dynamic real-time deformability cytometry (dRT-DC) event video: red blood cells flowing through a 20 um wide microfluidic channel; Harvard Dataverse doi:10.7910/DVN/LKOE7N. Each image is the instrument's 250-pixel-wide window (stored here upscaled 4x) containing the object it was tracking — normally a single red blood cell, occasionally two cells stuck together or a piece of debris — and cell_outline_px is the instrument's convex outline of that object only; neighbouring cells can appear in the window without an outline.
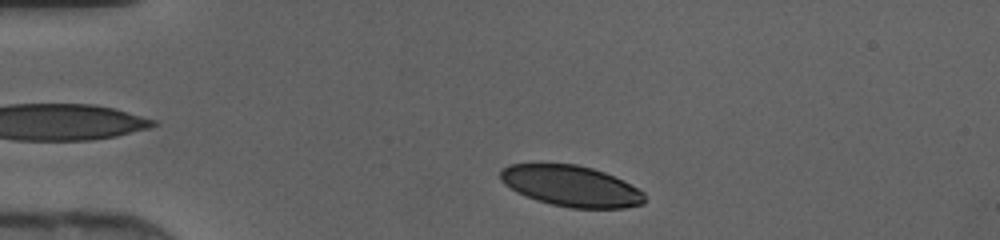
{"species": "human", "species_latin": "Homo sapiens", "temperature_condition": "cold", "stored_images_in_passage": 38, "camera_frame_rate_fps": 3000, "um_per_image_px": 0.085, "donor": {"sex": "female"}, "frame": {"image": 1, "passage_image": 2, "time_ms": 0.333, "image_size_px": [1000, 240], "cell_outline_px": [[644, 204], [624, 208], [572, 208], [552, 204], [536, 200], [516, 192], [504, 184], [500, 180], [500, 168], [508, 164], [576, 164], [592, 168], [604, 172], [644, 192]], "centroid_in_image_um": [48.49, 15.81], "position_along_channel_um": 36.5, "area_um2": 34.22}}
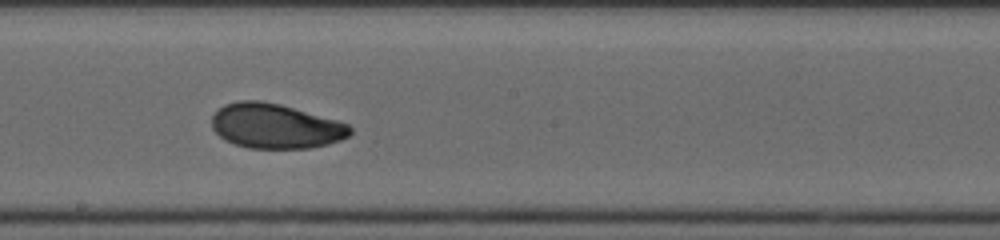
{"frame": {"image": 2, "passage_image": 18, "time_ms": 5.667, "image_size_px": [1000, 240], "cell_outline_px": [[352, 132], [348, 136], [340, 140], [328, 144], [308, 148], [248, 148], [224, 140], [212, 128], [212, 116], [224, 104], [240, 100], [260, 100], [280, 104], [336, 120], [348, 124], [352, 128]], "centroid_in_image_um": [23.4, 10.71], "position_along_channel_um": 224.8, "area_um2": 35.95}}
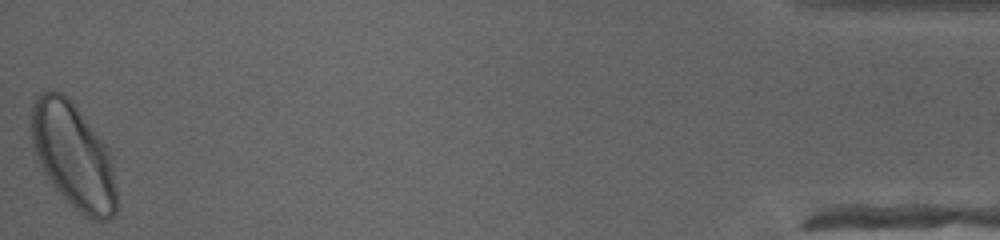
{"frame": {"image": 3, "passage_image": 38, "time_ms": 12.333, "image_size_px": [1000, 240], "cell_outline_px": [[116, 212], [108, 220], [92, 220], [84, 216], [64, 200], [44, 172], [36, 156], [32, 144], [32, 100], [36, 96], [48, 88], [60, 92], [68, 96], [96, 132], [112, 156], [116, 188]], "centroid_in_image_um": [6.23, 13.24], "position_along_channel_um": 429.0, "area_um2": 52.54}}